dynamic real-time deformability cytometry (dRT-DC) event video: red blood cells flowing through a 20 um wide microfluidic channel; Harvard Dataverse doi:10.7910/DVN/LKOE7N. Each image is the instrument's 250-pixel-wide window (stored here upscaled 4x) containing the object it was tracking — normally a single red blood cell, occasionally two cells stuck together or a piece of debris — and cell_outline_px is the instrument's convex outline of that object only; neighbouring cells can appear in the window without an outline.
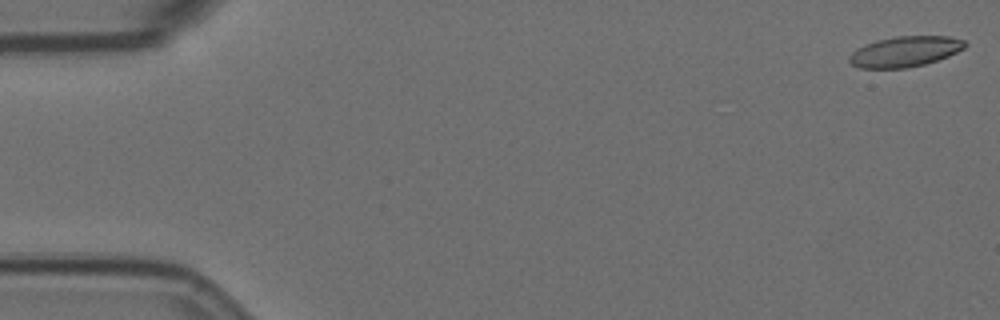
{"species": "Egyptian fruit bat (a non-hibernating species)", "species_latin": "Rousettus aegyptiacus", "temperature_condition": "room temperature", "stored_images_in_passage": 24, "camera_frame_rate_fps": 3000, "um_per_image_px": 0.085, "animal": {"sex": "female"}, "frame": {"image": 1, "passage_image": 1, "time_ms": 0.0, "image_size_px": [1000, 320], "cell_outline_px": [[968, 44], [964, 48], [948, 56], [924, 64], [908, 68], [860, 68], [852, 64], [848, 60], [848, 56], [856, 48], [864, 44], [876, 40], [896, 36], [952, 36], [964, 40]], "centroid_in_image_um": [76.91, 4.37], "position_along_channel_um": 8.1, "area_um2": 20.69}}
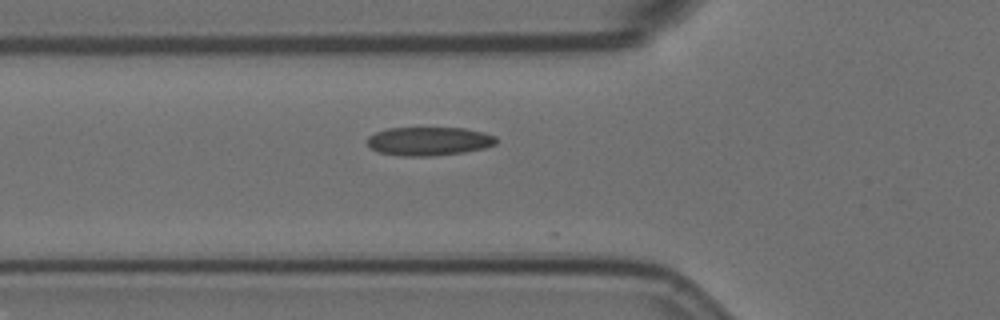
{"frame": {"image": 2, "passage_image": 20, "time_ms": 6.333, "image_size_px": [1000, 320], "cell_outline_px": [[500, 140], [496, 144], [484, 148], [464, 152], [432, 156], [404, 156], [380, 152], [372, 148], [368, 144], [368, 136], [376, 132], [388, 128], [464, 128], [484, 132], [496, 136]], "centroid_in_image_um": [36.52, 12.0], "position_along_channel_um": 89.3, "area_um2": 21.5}}
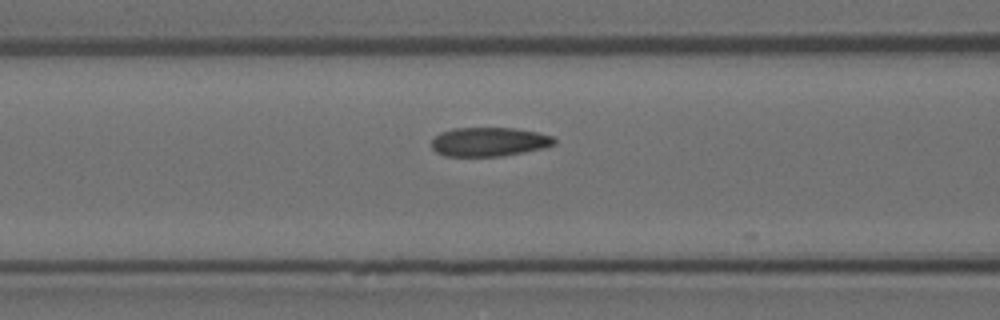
{"frame": {"image": 3, "passage_image": 23, "time_ms": 7.333, "image_size_px": [1000, 320], "cell_outline_px": [[556, 144], [544, 148], [500, 156], [444, 156], [436, 152], [432, 148], [432, 140], [440, 132], [452, 128], [516, 128], [536, 132], [552, 136], [556, 140]], "centroid_in_image_um": [41.56, 12.05], "position_along_channel_um": 125.0, "area_um2": 20.75}}